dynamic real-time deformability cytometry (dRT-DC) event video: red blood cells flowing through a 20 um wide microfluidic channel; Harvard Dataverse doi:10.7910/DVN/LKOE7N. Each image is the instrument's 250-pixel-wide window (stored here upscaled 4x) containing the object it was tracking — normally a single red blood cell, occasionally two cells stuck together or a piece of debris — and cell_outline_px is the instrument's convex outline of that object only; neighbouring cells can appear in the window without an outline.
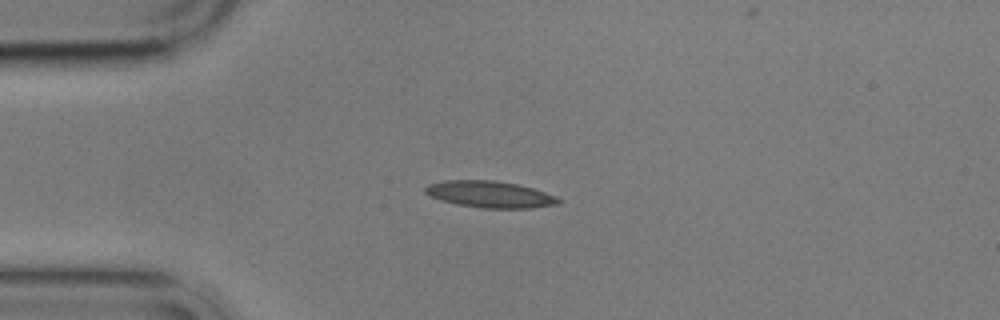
{"species": "common noctule bat (a hibernating species)", "species_latin": "Nyctalus noctula", "temperature_condition": "cold", "stored_images_in_passage": 6, "camera_frame_rate_fps": 3000, "um_per_image_px": 0.085, "animal": {"sex": "male", "body_mass_g": 17.9}, "frame": {"image": 1, "passage_image": 3, "time_ms": 2.333, "image_size_px": [1000, 320], "cell_outline_px": [[564, 200], [560, 204], [532, 208], [480, 208], [456, 204], [440, 200], [424, 192], [424, 188], [428, 184], [444, 180], [492, 180], [516, 184], [532, 188], [556, 196]], "centroid_in_image_um": [41.66, 16.52], "position_along_channel_um": 43.3, "area_um2": 20.75}}
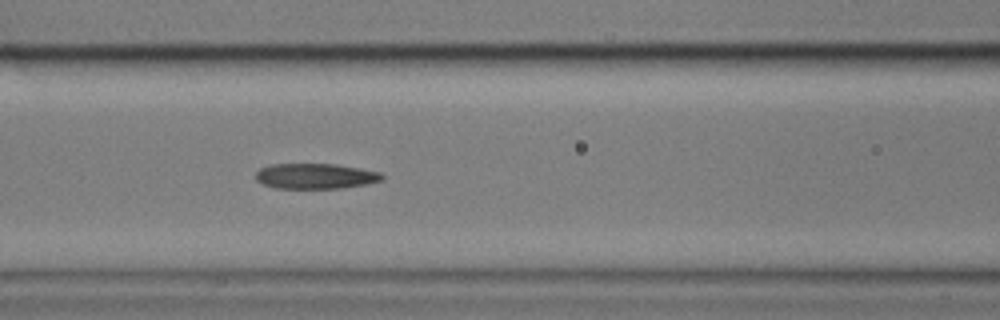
{"frame": {"image": 2, "passage_image": 6, "time_ms": 5.667, "image_size_px": [1000, 320], "cell_outline_px": [[384, 180], [368, 184], [344, 188], [276, 188], [264, 184], [256, 180], [256, 172], [260, 168], [268, 164], [336, 164], [360, 168], [380, 172], [384, 176]], "centroid_in_image_um": [26.84, 14.97], "position_along_channel_um": 139.8, "area_um2": 18.84}}